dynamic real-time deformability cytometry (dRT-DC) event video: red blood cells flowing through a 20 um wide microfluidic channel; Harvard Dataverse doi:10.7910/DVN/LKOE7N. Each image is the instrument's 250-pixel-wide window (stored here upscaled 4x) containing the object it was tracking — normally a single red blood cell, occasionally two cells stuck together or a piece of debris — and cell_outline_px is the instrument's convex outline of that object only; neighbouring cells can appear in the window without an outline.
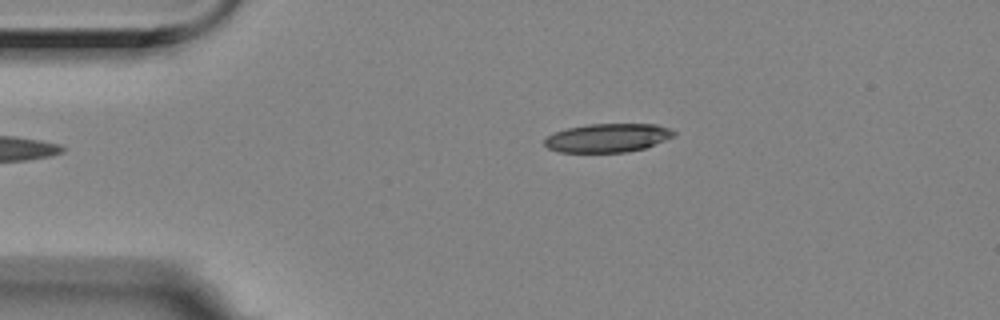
{"species": "Egyptian fruit bat (a non-hibernating species)", "species_latin": "Rousettus aegyptiacus", "temperature_condition": "room temperature", "stored_images_in_passage": 2, "camera_frame_rate_fps": 3000, "um_per_image_px": 0.085, "animal": {"sex": "female"}, "frame": {"image": 1, "passage_image": 2, "time_ms": 0.333, "image_size_px": [1000, 320], "cell_outline_px": [[676, 136], [644, 148], [624, 152], [560, 152], [548, 148], [544, 144], [544, 140], [552, 132], [568, 128], [588, 124], [656, 124], [672, 128], [676, 132]], "centroid_in_image_um": [51.67, 11.71], "position_along_channel_um": 33.3, "area_um2": 21.68}}